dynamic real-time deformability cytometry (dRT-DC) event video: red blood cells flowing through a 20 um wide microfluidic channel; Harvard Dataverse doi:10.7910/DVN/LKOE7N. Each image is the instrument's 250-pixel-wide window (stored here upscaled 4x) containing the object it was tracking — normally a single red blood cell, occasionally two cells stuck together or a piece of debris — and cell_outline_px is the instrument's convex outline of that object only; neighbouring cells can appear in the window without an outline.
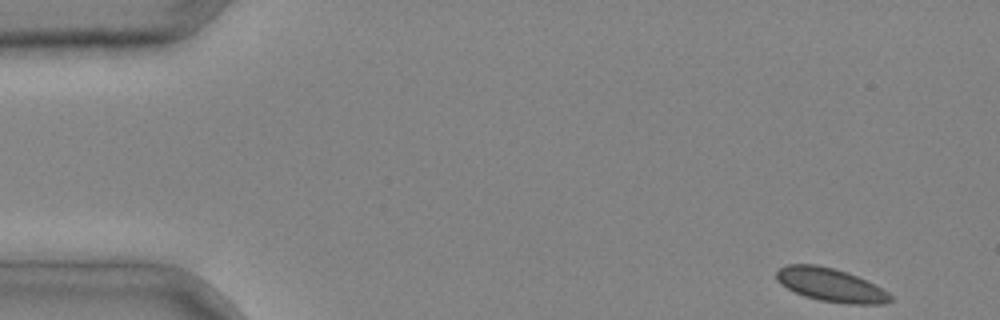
{"species": "common noctule bat (a hibernating species)", "species_latin": "Nyctalus noctula", "temperature_condition": "cold", "stored_images_in_passage": 4, "camera_frame_rate_fps": 3000, "um_per_image_px": 0.085, "animal": {"sex": "male", "body_mass_g": 20.4}, "frame": {"image": 1, "passage_image": 1, "time_ms": 0.0, "image_size_px": [1000, 320], "cell_outline_px": [[892, 300], [884, 304], [848, 304], [820, 300], [804, 296], [780, 284], [776, 280], [776, 272], [780, 268], [788, 264], [816, 264], [848, 272], [888, 292], [892, 296]], "centroid_in_image_um": [70.58, 24.22], "position_along_channel_um": 14.4, "area_um2": 21.96}}
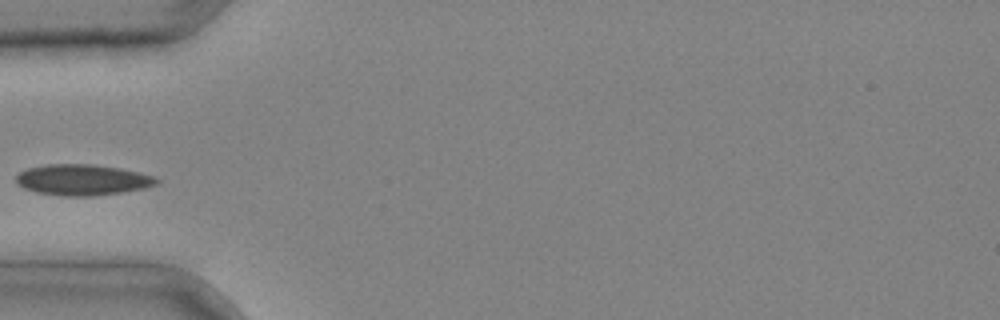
{"frame": {"image": 2, "passage_image": 4, "time_ms": 1.0, "image_size_px": [1000, 320], "cell_outline_px": [[160, 180], [156, 184], [144, 188], [120, 192], [92, 196], [64, 196], [36, 192], [24, 188], [16, 184], [16, 176], [20, 172], [28, 168], [44, 164], [92, 164], [120, 168], [152, 176]], "centroid_in_image_um": [6.96, 15.28], "position_along_channel_um": 78.0, "area_um2": 25.14}}